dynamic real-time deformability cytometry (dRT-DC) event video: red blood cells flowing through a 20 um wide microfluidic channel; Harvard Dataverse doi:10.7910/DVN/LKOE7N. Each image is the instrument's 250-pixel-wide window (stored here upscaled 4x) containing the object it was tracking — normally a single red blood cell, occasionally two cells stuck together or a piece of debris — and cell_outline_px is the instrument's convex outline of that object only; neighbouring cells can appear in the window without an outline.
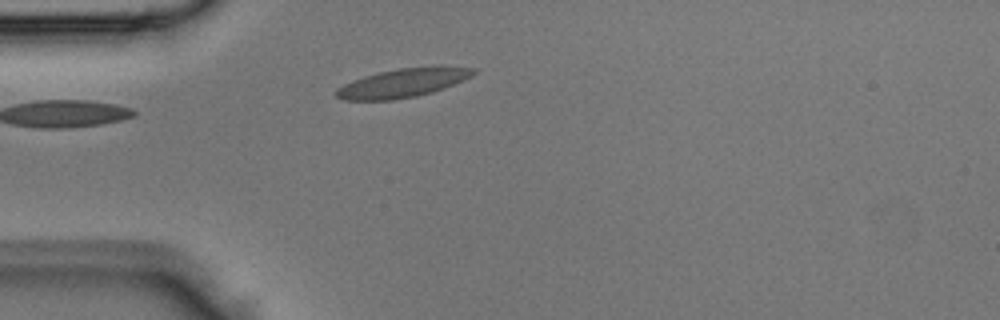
{"species": "Egyptian fruit bat (a non-hibernating species)", "species_latin": "Rousettus aegyptiacus", "temperature_condition": "room temperature", "stored_images_in_passage": 1, "camera_frame_rate_fps": 3000, "um_per_image_px": 0.085, "animal": {"sex": "male"}, "frame": {"image": 1, "passage_image": 1, "time_ms": 0.0, "image_size_px": [1000, 320], "cell_outline_px": [[476, 72], [472, 76], [444, 88], [432, 92], [416, 96], [392, 100], [344, 100], [336, 96], [336, 88], [352, 80], [364, 76], [380, 72], [400, 68], [440, 64], [476, 68]], "centroid_in_image_um": [34.3, 7.02], "position_along_channel_um": 50.7, "area_um2": 23.35}}